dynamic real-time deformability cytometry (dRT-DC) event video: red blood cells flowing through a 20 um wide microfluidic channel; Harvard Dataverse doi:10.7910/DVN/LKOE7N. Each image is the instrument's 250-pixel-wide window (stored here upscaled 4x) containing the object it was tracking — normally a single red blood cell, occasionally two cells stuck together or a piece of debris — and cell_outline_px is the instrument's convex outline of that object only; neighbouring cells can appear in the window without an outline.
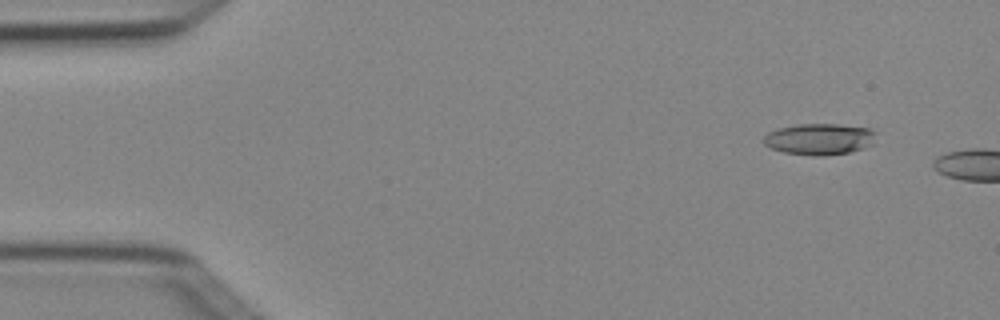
{"species": "Egyptian fruit bat (a non-hibernating species)", "species_latin": "Rousettus aegyptiacus", "temperature_condition": "cold", "stored_images_in_passage": 2, "camera_frame_rate_fps": 3000, "um_per_image_px": 0.085, "animal": {"sex": "female"}, "frame": {"image": 1, "passage_image": 1, "time_ms": 0.0, "image_size_px": [1000, 320], "cell_outline_px": [[876, 132], [872, 144], [848, 152], [820, 156], [812, 156], [784, 152], [772, 148], [764, 144], [764, 136], [768, 132], [780, 128], [800, 124], [836, 124], [872, 128]], "centroid_in_image_um": [69.65, 11.81], "position_along_channel_um": 15.3, "area_um2": 20.29}}